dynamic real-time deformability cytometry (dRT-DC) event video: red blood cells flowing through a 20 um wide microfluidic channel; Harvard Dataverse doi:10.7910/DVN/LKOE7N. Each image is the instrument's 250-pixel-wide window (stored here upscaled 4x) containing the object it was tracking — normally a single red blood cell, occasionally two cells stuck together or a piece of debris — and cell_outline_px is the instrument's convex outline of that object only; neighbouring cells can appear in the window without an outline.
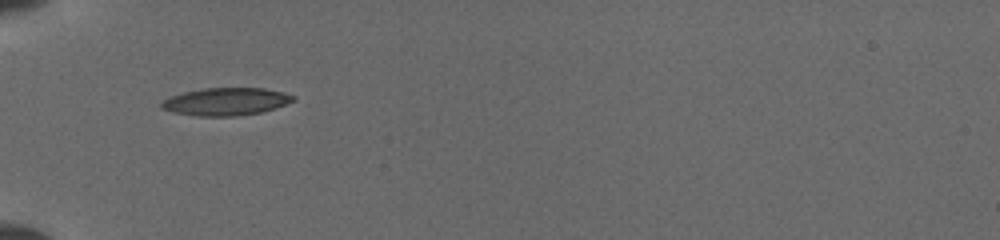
{"species": "common noctule bat (a hibernating species)", "species_latin": "Nyctalus noctula", "temperature_condition": "cold", "stored_images_in_passage": 8, "camera_frame_rate_fps": 3000, "um_per_image_px": 0.085, "animal": {"sex": "female", "body_mass_g": 19.5, "forearm_length_mm": 54.1}, "frame": {"image": 1, "passage_image": 1, "time_ms": 0.0, "image_size_px": [1000, 240], "cell_outline_px": [[296, 100], [260, 112], [236, 116], [196, 116], [172, 112], [160, 108], [160, 104], [164, 100], [172, 96], [184, 92], [204, 88], [264, 88], [284, 92], [296, 96]], "centroid_in_image_um": [19.19, 8.63], "position_along_channel_um": 65.8, "area_um2": 21.1}}
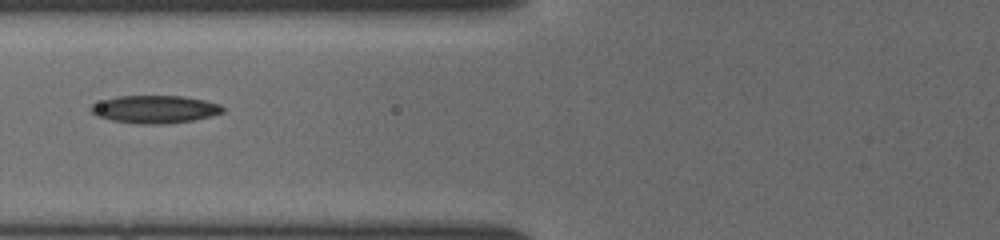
{"frame": {"image": 2, "passage_image": 7, "time_ms": 1.333, "image_size_px": [1000, 240], "cell_outline_px": [[224, 112], [192, 120], [160, 124], [140, 124], [112, 120], [96, 116], [88, 108], [92, 104], [116, 96], [184, 96], [204, 100], [220, 104], [224, 108]], "centroid_in_image_um": [13.14, 9.28], "position_along_channel_um": 112.7, "area_um2": 21.15}}